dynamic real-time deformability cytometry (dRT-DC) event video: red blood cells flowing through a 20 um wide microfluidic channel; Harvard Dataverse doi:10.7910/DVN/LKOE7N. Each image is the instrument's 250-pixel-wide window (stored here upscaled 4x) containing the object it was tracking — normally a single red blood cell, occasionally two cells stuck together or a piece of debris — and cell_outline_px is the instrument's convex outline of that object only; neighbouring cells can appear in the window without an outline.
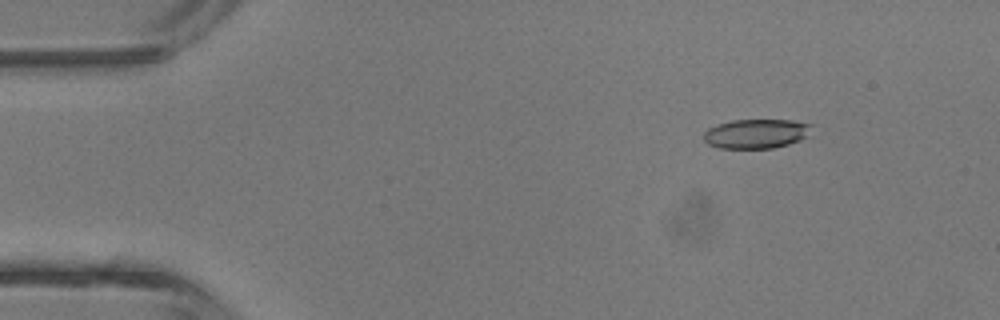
{"species": "common noctule bat (a hibernating species)", "species_latin": "Nyctalus noctula", "temperature_condition": "room temperature", "stored_images_in_passage": 3, "camera_frame_rate_fps": 3000, "um_per_image_px": 0.085, "animal": {"sex": "male", "body_mass_g": 13.3}, "frame": {"image": 1, "passage_image": 2, "time_ms": 1.0, "image_size_px": [1000, 320], "cell_outline_px": [[812, 124], [808, 136], [800, 140], [788, 144], [772, 148], [720, 148], [708, 144], [704, 140], [704, 132], [708, 128], [716, 124], [732, 120], [792, 120]], "centroid_in_image_um": [64.27, 11.36], "position_along_channel_um": 20.7, "area_um2": 18.5}}